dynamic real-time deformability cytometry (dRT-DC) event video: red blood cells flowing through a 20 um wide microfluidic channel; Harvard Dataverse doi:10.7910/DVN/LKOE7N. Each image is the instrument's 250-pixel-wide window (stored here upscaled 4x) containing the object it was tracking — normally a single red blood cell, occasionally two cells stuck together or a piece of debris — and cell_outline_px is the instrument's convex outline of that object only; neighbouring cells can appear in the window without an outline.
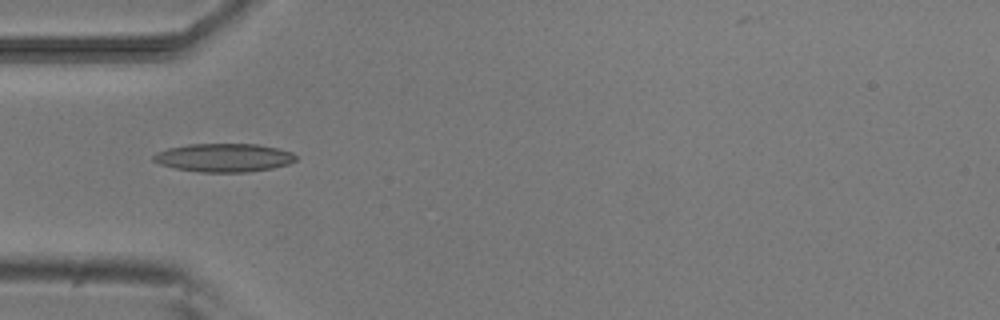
{"species": "common noctule bat (a hibernating species)", "species_latin": "Nyctalus noctula", "temperature_condition": "room temperature", "stored_images_in_passage": 7, "camera_frame_rate_fps": 3000, "um_per_image_px": 0.085, "animal": {"sex": "male", "body_mass_g": 20.5, "forearm_length_mm": 52.5}, "frame": {"image": 1, "passage_image": 1, "time_ms": 0.0, "image_size_px": [1000, 320], "cell_outline_px": [[296, 160], [288, 164], [272, 168], [244, 172], [200, 172], [176, 168], [160, 164], [152, 160], [152, 156], [168, 148], [188, 144], [256, 144], [276, 148], [292, 152], [296, 156]], "centroid_in_image_um": [19.03, 13.4], "position_along_channel_um": 66.0, "area_um2": 23.35}}
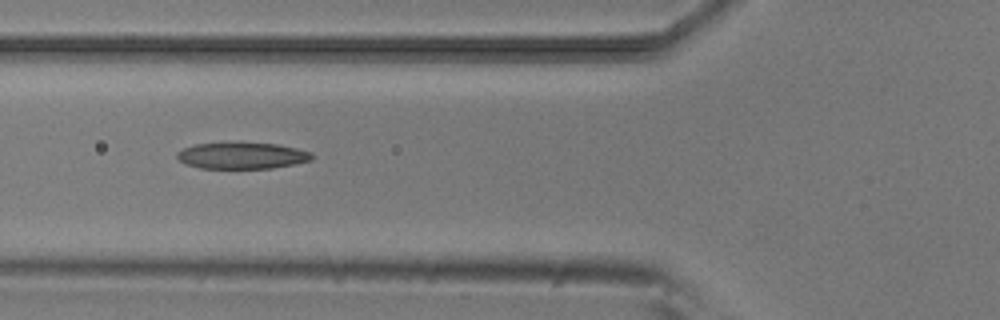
{"frame": {"image": 2, "passage_image": 4, "time_ms": 1.0, "image_size_px": [1000, 320], "cell_outline_px": [[312, 160], [272, 168], [200, 168], [184, 164], [176, 156], [176, 152], [184, 148], [196, 144], [280, 144], [312, 152]], "centroid_in_image_um": [20.57, 13.25], "position_along_channel_um": 105.2, "area_um2": 20.29}}